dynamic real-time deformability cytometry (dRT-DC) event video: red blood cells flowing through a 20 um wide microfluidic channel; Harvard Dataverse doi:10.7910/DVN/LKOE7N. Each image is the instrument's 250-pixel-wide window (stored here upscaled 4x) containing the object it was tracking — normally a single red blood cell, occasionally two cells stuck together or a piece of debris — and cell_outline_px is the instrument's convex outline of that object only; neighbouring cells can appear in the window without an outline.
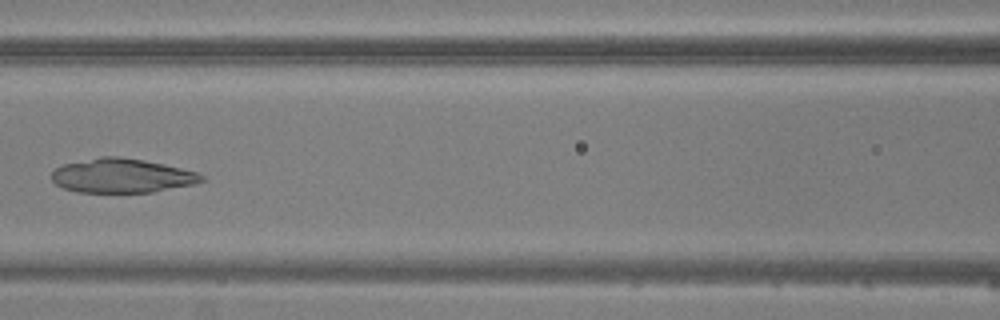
{"species": "common noctule bat (a hibernating species)", "species_latin": "Nyctalus noctula", "temperature_condition": "warm", "stored_images_in_passage": 8, "camera_frame_rate_fps": 3000, "um_per_image_px": 0.085, "animal": {"sex": "male", "body_mass_g": 20.5, "forearm_length_mm": 52.5}, "frame": {"image": 1, "passage_image": 8, "time_ms": 9.0, "image_size_px": [1000, 320], "cell_outline_px": [[204, 180], [196, 184], [152, 192], [76, 192], [64, 188], [56, 184], [52, 180], [52, 172], [56, 168], [64, 164], [100, 156], [120, 156], [144, 160], [164, 164], [196, 172], [204, 176]], "centroid_in_image_um": [10.36, 14.93], "position_along_channel_um": 156.2, "area_um2": 29.82}}